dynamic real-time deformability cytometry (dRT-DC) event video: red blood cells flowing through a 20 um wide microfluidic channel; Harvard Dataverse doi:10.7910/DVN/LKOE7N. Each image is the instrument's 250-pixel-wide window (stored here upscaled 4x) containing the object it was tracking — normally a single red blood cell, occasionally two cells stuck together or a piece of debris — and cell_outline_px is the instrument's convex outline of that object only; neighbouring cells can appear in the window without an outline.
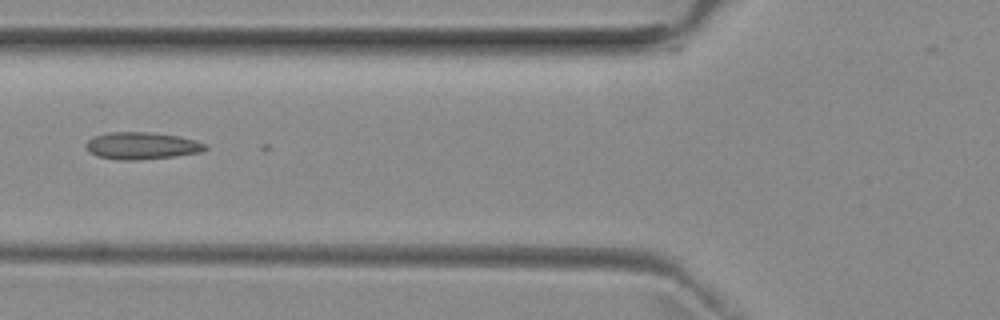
{"species": "common noctule bat (a hibernating species)", "species_latin": "Nyctalus noctula", "temperature_condition": "room temperature", "stored_images_in_passage": 33, "camera_frame_rate_fps": 3000, "um_per_image_px": 0.085, "animal": {"sex": "female", "body_mass_g": 29.2, "forearm_length_mm": 56.3}, "frame": {"image": 1, "passage_image": 4, "time_ms": 1.0, "image_size_px": [1000, 320], "cell_outline_px": [[208, 148], [200, 152], [176, 156], [136, 160], [116, 160], [96, 156], [88, 152], [84, 144], [88, 140], [96, 136], [108, 132], [148, 132], [180, 136], [196, 140], [208, 144]], "centroid_in_image_um": [12.05, 12.39], "position_along_channel_um": 113.8, "area_um2": 19.07}}
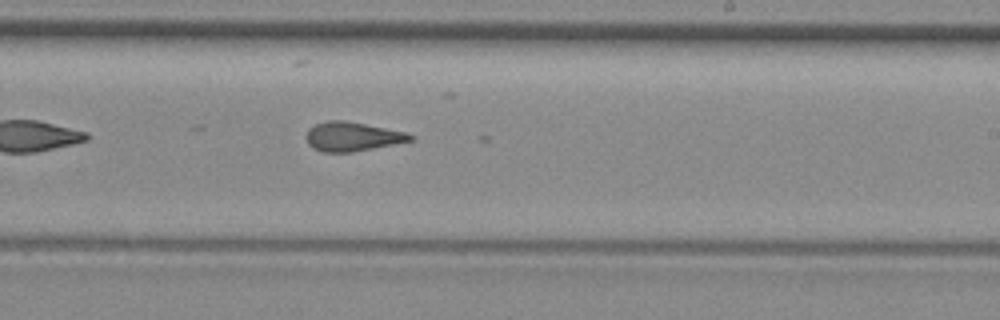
{"frame": {"image": 2, "passage_image": 15, "time_ms": 4.667, "image_size_px": [1000, 320], "cell_outline_px": [[416, 140], [352, 152], [324, 152], [312, 148], [308, 144], [308, 128], [316, 124], [328, 120], [344, 120], [404, 132], [416, 136]], "centroid_in_image_um": [29.97, 11.61], "position_along_channel_um": 259.0, "area_um2": 17.51}}
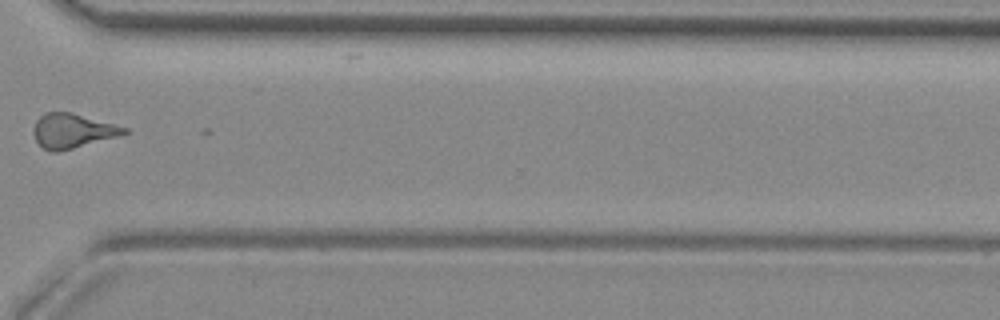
{"frame": {"image": 3, "passage_image": 23, "time_ms": 7.333, "image_size_px": [1000, 320], "cell_outline_px": [[128, 132], [120, 136], [56, 152], [52, 152], [44, 148], [36, 140], [32, 132], [32, 128], [36, 120], [44, 112], [72, 112], [128, 128]], "centroid_in_image_um": [6.14, 11.11], "position_along_channel_um": 364.5, "area_um2": 18.15}}